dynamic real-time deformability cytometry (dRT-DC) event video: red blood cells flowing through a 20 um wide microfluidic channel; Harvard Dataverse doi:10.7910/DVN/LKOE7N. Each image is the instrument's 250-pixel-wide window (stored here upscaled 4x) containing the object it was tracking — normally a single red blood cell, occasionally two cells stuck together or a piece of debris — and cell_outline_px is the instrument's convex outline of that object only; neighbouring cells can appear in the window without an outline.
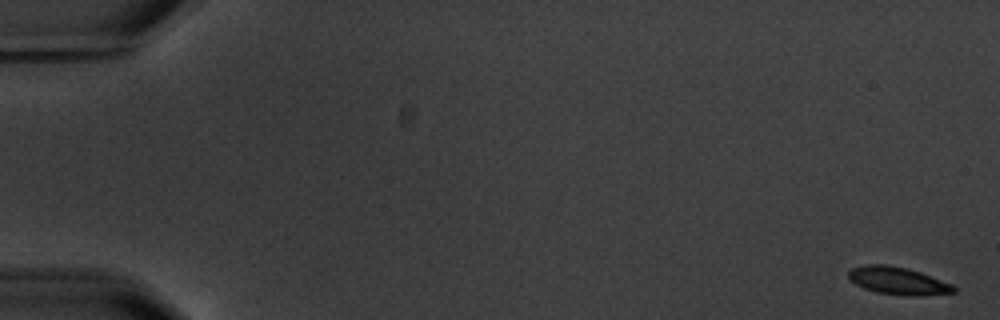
{"species": "common noctule bat (a hibernating species)", "species_latin": "Nyctalus noctula", "temperature_condition": "warm", "stored_images_in_passage": 6, "camera_frame_rate_fps": 3000, "um_per_image_px": 0.085, "animal": {"sex": "male", "body_mass_g": 20.1, "forearm_length_mm": 53.5}, "frame": {"image": 1, "passage_image": 1, "time_ms": 0.0, "image_size_px": [1000, 320], "cell_outline_px": [[956, 292], [916, 296], [912, 296], [876, 292], [864, 288], [856, 284], [848, 276], [848, 272], [852, 268], [864, 264], [884, 264], [904, 268], [920, 272], [952, 284], [956, 288]], "centroid_in_image_um": [76.32, 23.86], "position_along_channel_um": 8.7, "area_um2": 16.65}}